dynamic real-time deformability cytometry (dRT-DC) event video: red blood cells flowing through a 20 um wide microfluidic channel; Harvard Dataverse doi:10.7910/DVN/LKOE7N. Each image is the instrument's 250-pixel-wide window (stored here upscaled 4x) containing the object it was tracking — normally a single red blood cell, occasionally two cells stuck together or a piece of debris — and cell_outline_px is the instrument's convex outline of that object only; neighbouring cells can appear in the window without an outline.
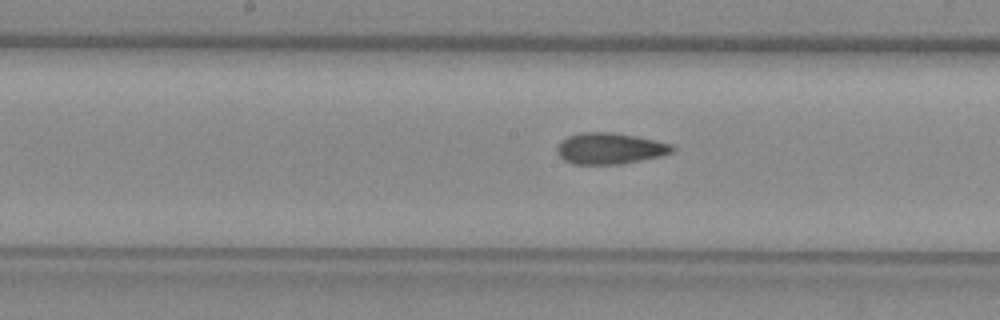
{"species": "common noctule bat (a hibernating species)", "species_latin": "Nyctalus noctula", "temperature_condition": "warm", "stored_images_in_passage": 7, "segment_of_instrument_passage": [2, 2], "camera_frame_rate_fps": 3000, "um_per_image_px": 0.085, "animal": {"sex": "female", "body_mass_g": 29.2, "forearm_length_mm": 56.3}, "frame": {"image": 1, "passage_image": 7, "time_ms": 8.667, "image_size_px": [1000, 320], "cell_outline_px": [[676, 148], [672, 152], [660, 156], [620, 164], [572, 164], [564, 160], [556, 152], [556, 148], [568, 136], [580, 132], [612, 132], [636, 136], [672, 144]], "centroid_in_image_um": [51.84, 12.62], "position_along_channel_um": 196.4, "area_um2": 20.87}}